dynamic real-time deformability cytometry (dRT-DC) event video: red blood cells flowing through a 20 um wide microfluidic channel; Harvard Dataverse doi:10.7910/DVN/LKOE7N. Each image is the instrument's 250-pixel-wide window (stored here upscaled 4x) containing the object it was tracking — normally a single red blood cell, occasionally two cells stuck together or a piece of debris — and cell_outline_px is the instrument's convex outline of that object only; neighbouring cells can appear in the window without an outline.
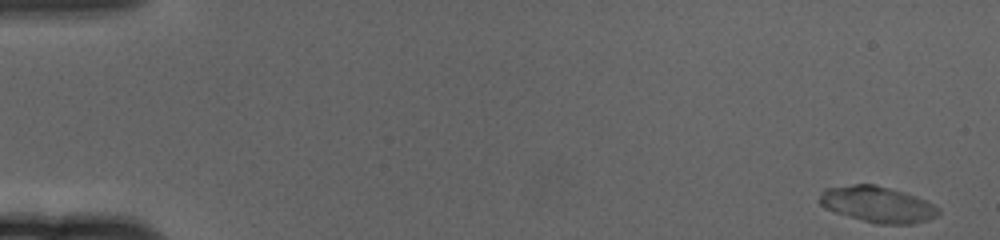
{"species": "human", "species_latin": "Homo sapiens", "temperature_condition": "cold", "stored_images_in_passage": 61, "camera_frame_rate_fps": 3000, "um_per_image_px": 0.085, "donor": {"sex": "female"}, "frame": {"image": 1, "passage_image": 1, "time_ms": 0.0, "image_size_px": [1000, 240], "cell_outline_px": [[940, 212], [936, 216], [928, 220], [912, 224], [876, 224], [836, 212], [824, 208], [820, 204], [820, 196], [824, 188], [852, 184], [876, 184], [904, 192], [928, 200]], "centroid_in_image_um": [74.59, 17.36], "position_along_channel_um": 10.4, "area_um2": 24.91}}
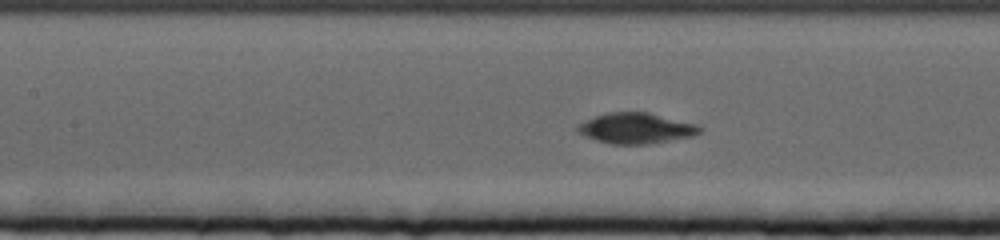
{"frame": {"image": 2, "passage_image": 28, "time_ms": 9.0, "image_size_px": [1000, 240], "cell_outline_px": [[700, 132], [692, 136], [648, 144], [612, 144], [596, 140], [584, 136], [576, 132], [576, 124], [584, 120], [608, 112], [648, 112], [700, 124]], "centroid_in_image_um": [54.03, 10.89], "position_along_channel_um": 153.4, "area_um2": 21.96}}
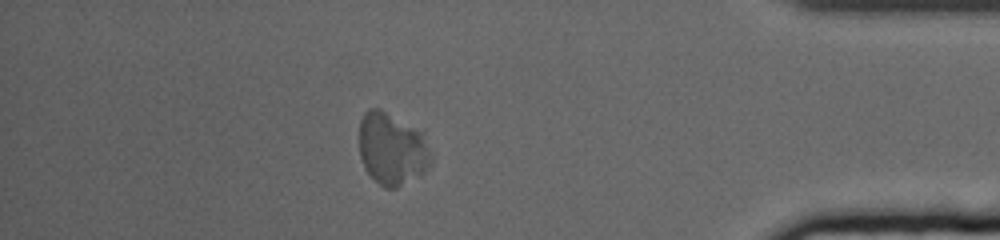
{"frame": {"image": 3, "passage_image": 54, "time_ms": 17.667, "image_size_px": [1000, 240], "cell_outline_px": [[432, 160], [428, 168], [424, 172], [396, 188], [384, 188], [368, 172], [360, 156], [360, 120], [364, 112], [368, 108], [380, 108], [424, 128], [432, 156]], "centroid_in_image_um": [33.39, 12.57], "position_along_channel_um": 401.8, "area_um2": 31.04}, "authors_computed_cell_mechanics": {"area_um2": 23.698, "velocity_mm_per_s": 3.2746, "shape_relaxation_time_tau1_ms": 6.7918, "shape_relaxation_time_tau2_ms": null, "deformation_change_tau1": 0.4575, "deformation_change_tau2": null}}